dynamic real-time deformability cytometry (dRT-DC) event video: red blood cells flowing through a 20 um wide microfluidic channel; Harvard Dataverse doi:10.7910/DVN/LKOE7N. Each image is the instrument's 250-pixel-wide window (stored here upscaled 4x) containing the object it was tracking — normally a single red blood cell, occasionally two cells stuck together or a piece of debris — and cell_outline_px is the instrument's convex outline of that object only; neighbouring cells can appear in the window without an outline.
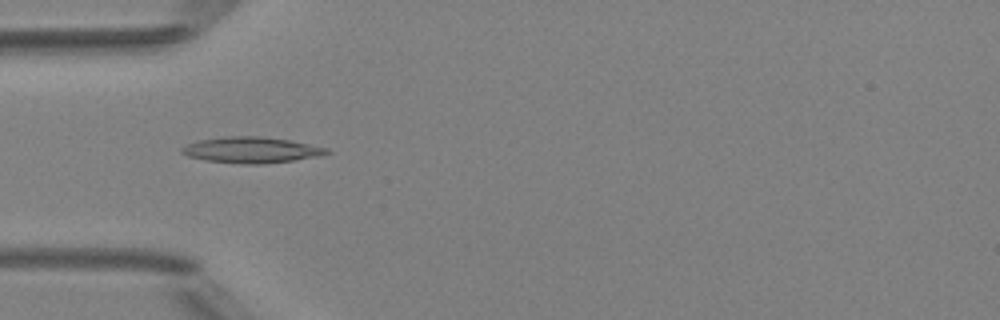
{"species": "Egyptian fruit bat (a non-hibernating species)", "species_latin": "Rousettus aegyptiacus", "temperature_condition": "room temperature", "stored_images_in_passage": 4, "camera_frame_rate_fps": 3000, "um_per_image_px": 0.085, "animal": {"sex": "female"}, "frame": {"image": 1, "passage_image": 2, "time_ms": 1.0, "image_size_px": [1000, 320], "cell_outline_px": [[332, 152], [320, 156], [264, 164], [244, 164], [204, 160], [188, 156], [180, 152], [180, 148], [196, 140], [228, 136], [260, 136], [288, 140], [328, 148]], "centroid_in_image_um": [21.34, 12.75], "position_along_channel_um": 63.7, "area_um2": 21.91}}
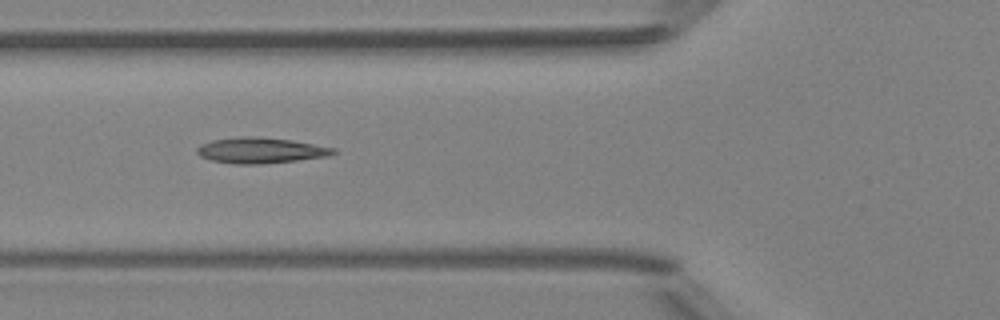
{"frame": {"image": 2, "passage_image": 3, "time_ms": 2.0, "image_size_px": [1000, 320], "cell_outline_px": [[336, 152], [328, 156], [296, 160], [260, 164], [236, 164], [212, 160], [200, 156], [196, 152], [196, 148], [200, 144], [212, 140], [244, 136], [256, 136], [292, 140], [336, 148]], "centroid_in_image_um": [22.13, 12.77], "position_along_channel_um": 103.7, "area_um2": 20.35}}
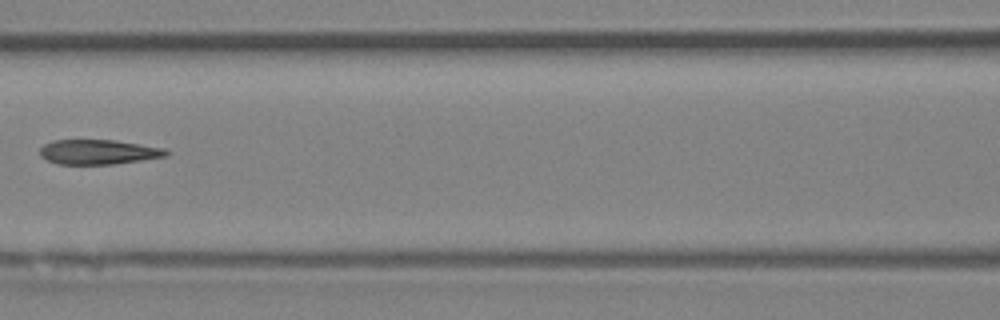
{"frame": {"image": 3, "passage_image": 4, "time_ms": 3.333, "image_size_px": [1000, 320], "cell_outline_px": [[168, 156], [112, 164], [56, 164], [40, 156], [40, 148], [44, 144], [52, 140], [116, 140], [164, 148], [168, 152]], "centroid_in_image_um": [8.34, 12.91], "position_along_channel_um": 158.3, "area_um2": 18.15}}